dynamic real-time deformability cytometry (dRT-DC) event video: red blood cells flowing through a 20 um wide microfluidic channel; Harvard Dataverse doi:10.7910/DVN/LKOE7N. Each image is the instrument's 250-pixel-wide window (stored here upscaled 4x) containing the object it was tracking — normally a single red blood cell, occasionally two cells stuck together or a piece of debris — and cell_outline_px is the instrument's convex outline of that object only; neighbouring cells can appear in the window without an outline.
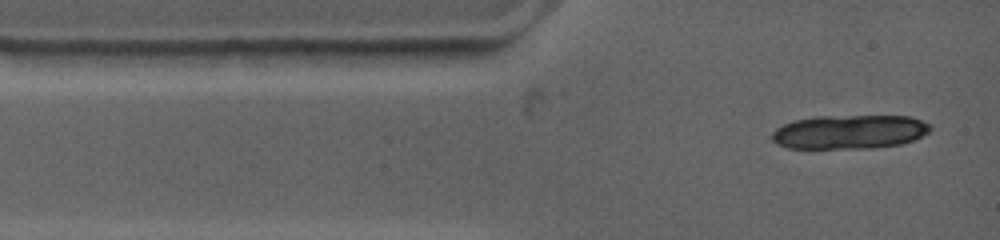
{"species": "common noctule bat (a hibernating species)", "species_latin": "Nyctalus noctula", "temperature_condition": "warm", "stored_images_in_passage": 3, "camera_frame_rate_fps": 4500, "um_per_image_px": 0.085, "animal": {"sex": "female", "body_mass_g": 19.0, "forearm_length_mm": 53.3}, "frame": {"image": 1, "passage_image": 2, "time_ms": 0.222, "image_size_px": [1000, 240], "cell_outline_px": [[932, 128], [928, 132], [912, 140], [900, 144], [868, 148], [788, 148], [772, 140], [772, 132], [776, 128], [784, 124], [796, 120], [816, 116], [908, 116], [920, 120], [928, 124]], "centroid_in_image_um": [72.18, 11.2], "position_along_channel_um": 12.8, "area_um2": 31.04}}